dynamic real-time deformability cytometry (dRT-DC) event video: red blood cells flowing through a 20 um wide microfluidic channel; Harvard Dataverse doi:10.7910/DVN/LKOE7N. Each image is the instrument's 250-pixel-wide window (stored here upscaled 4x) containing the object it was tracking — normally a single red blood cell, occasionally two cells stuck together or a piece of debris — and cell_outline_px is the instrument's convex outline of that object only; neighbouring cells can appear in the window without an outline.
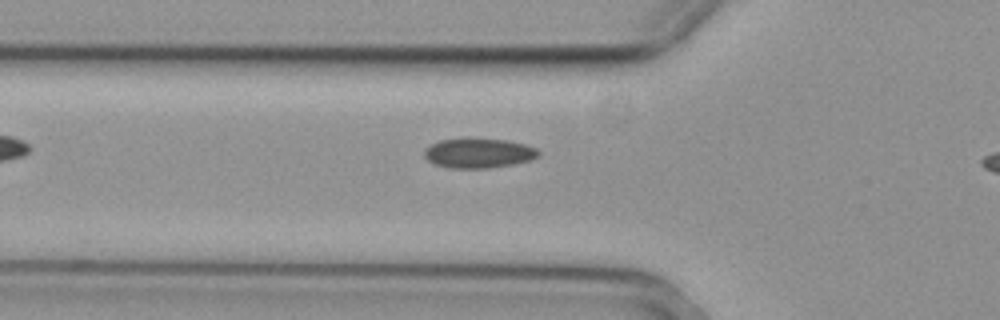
{"species": "common noctule bat (a hibernating species)", "species_latin": "Nyctalus noctula", "temperature_condition": "cold", "stored_images_in_passage": 31, "camera_frame_rate_fps": 3000, "um_per_image_px": 0.085, "animal": {"sex": "female", "body_mass_g": 29.2, "forearm_length_mm": 56.3}, "frame": {"image": 1, "passage_image": 2, "time_ms": 0.333, "image_size_px": [1000, 320], "cell_outline_px": [[540, 156], [532, 160], [512, 164], [488, 168], [448, 168], [436, 164], [428, 160], [424, 156], [424, 148], [440, 140], [464, 136], [468, 136], [508, 140], [524, 144], [536, 148], [540, 152]], "centroid_in_image_um": [40.68, 12.98], "position_along_channel_um": 85.1, "area_um2": 20.4}}
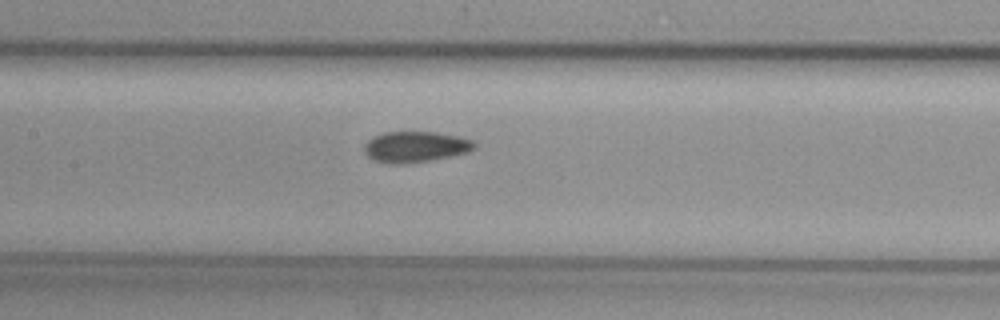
{"frame": {"image": 2, "passage_image": 9, "time_ms": 2.667, "image_size_px": [1000, 320], "cell_outline_px": [[476, 144], [468, 152], [452, 156], [404, 164], [388, 164], [372, 160], [364, 152], [364, 144], [372, 136], [384, 132], [436, 132], [460, 136], [472, 140]], "centroid_in_image_um": [35.26, 12.48], "position_along_channel_um": 172.1, "area_um2": 19.94}}
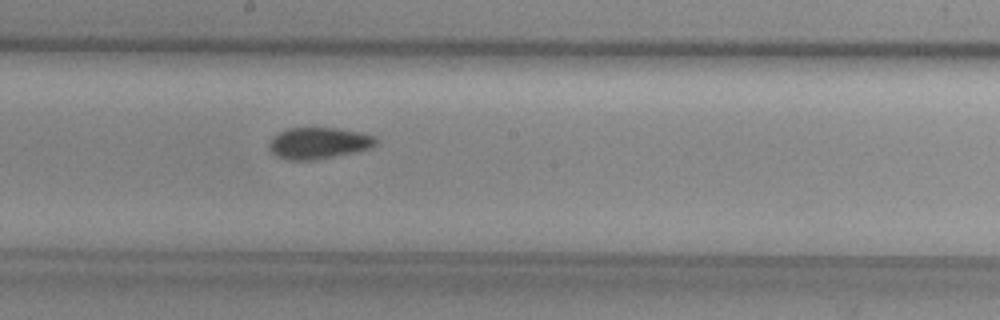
{"frame": {"image": 3, "passage_image": 13, "time_ms": 4.0, "image_size_px": [1000, 320], "cell_outline_px": [[376, 144], [368, 148], [332, 156], [312, 160], [288, 160], [276, 156], [272, 152], [268, 144], [272, 136], [288, 128], [336, 128], [360, 132], [372, 136], [376, 140]], "centroid_in_image_um": [27.0, 12.15], "position_along_channel_um": 221.2, "area_um2": 19.13}}